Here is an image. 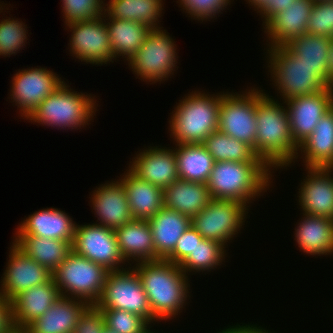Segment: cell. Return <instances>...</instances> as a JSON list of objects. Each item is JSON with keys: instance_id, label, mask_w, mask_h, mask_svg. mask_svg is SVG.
Returning <instances> with one entry per match:
<instances>
[{"instance_id": "2", "label": "cell", "mask_w": 333, "mask_h": 333, "mask_svg": "<svg viewBox=\"0 0 333 333\" xmlns=\"http://www.w3.org/2000/svg\"><path fill=\"white\" fill-rule=\"evenodd\" d=\"M134 266L153 316L158 321H166L180 314L190 290L189 278L180 266L163 259L140 262Z\"/></svg>"}, {"instance_id": "22", "label": "cell", "mask_w": 333, "mask_h": 333, "mask_svg": "<svg viewBox=\"0 0 333 333\" xmlns=\"http://www.w3.org/2000/svg\"><path fill=\"white\" fill-rule=\"evenodd\" d=\"M89 306L82 300L60 296L21 333H74L80 316Z\"/></svg>"}, {"instance_id": "5", "label": "cell", "mask_w": 333, "mask_h": 333, "mask_svg": "<svg viewBox=\"0 0 333 333\" xmlns=\"http://www.w3.org/2000/svg\"><path fill=\"white\" fill-rule=\"evenodd\" d=\"M67 83L56 89L44 99L27 118L36 122L58 129H81L93 120L97 111L96 99L85 93L73 91ZM96 109V110H95Z\"/></svg>"}, {"instance_id": "43", "label": "cell", "mask_w": 333, "mask_h": 333, "mask_svg": "<svg viewBox=\"0 0 333 333\" xmlns=\"http://www.w3.org/2000/svg\"><path fill=\"white\" fill-rule=\"evenodd\" d=\"M104 327L102 311L95 305H90L80 316L74 333H103Z\"/></svg>"}, {"instance_id": "42", "label": "cell", "mask_w": 333, "mask_h": 333, "mask_svg": "<svg viewBox=\"0 0 333 333\" xmlns=\"http://www.w3.org/2000/svg\"><path fill=\"white\" fill-rule=\"evenodd\" d=\"M203 237L198 231L190 226L179 238L174 251L165 259L174 264L180 265L196 247L197 243H200Z\"/></svg>"}, {"instance_id": "19", "label": "cell", "mask_w": 333, "mask_h": 333, "mask_svg": "<svg viewBox=\"0 0 333 333\" xmlns=\"http://www.w3.org/2000/svg\"><path fill=\"white\" fill-rule=\"evenodd\" d=\"M92 192L91 207L100 221L95 224L115 231L133 219L125 189L119 180L102 184Z\"/></svg>"}, {"instance_id": "46", "label": "cell", "mask_w": 333, "mask_h": 333, "mask_svg": "<svg viewBox=\"0 0 333 333\" xmlns=\"http://www.w3.org/2000/svg\"><path fill=\"white\" fill-rule=\"evenodd\" d=\"M237 333H273V332H269L268 330H266L265 328L263 329V327H257V325H241L238 324L237 325ZM275 333V332H274Z\"/></svg>"}, {"instance_id": "45", "label": "cell", "mask_w": 333, "mask_h": 333, "mask_svg": "<svg viewBox=\"0 0 333 333\" xmlns=\"http://www.w3.org/2000/svg\"><path fill=\"white\" fill-rule=\"evenodd\" d=\"M296 0H269L258 12L263 18V25L275 14L288 9Z\"/></svg>"}, {"instance_id": "40", "label": "cell", "mask_w": 333, "mask_h": 333, "mask_svg": "<svg viewBox=\"0 0 333 333\" xmlns=\"http://www.w3.org/2000/svg\"><path fill=\"white\" fill-rule=\"evenodd\" d=\"M307 33L333 38V0L314 2Z\"/></svg>"}, {"instance_id": "28", "label": "cell", "mask_w": 333, "mask_h": 333, "mask_svg": "<svg viewBox=\"0 0 333 333\" xmlns=\"http://www.w3.org/2000/svg\"><path fill=\"white\" fill-rule=\"evenodd\" d=\"M295 227V241L303 253L330 255L333 253V219L303 213Z\"/></svg>"}, {"instance_id": "41", "label": "cell", "mask_w": 333, "mask_h": 333, "mask_svg": "<svg viewBox=\"0 0 333 333\" xmlns=\"http://www.w3.org/2000/svg\"><path fill=\"white\" fill-rule=\"evenodd\" d=\"M179 1V2H178ZM180 7L187 12L189 17L195 20L207 21L222 13L223 9L230 5L231 0H178Z\"/></svg>"}, {"instance_id": "35", "label": "cell", "mask_w": 333, "mask_h": 333, "mask_svg": "<svg viewBox=\"0 0 333 333\" xmlns=\"http://www.w3.org/2000/svg\"><path fill=\"white\" fill-rule=\"evenodd\" d=\"M202 145L215 162H250L256 157L255 152L249 145L220 131L211 133Z\"/></svg>"}, {"instance_id": "18", "label": "cell", "mask_w": 333, "mask_h": 333, "mask_svg": "<svg viewBox=\"0 0 333 333\" xmlns=\"http://www.w3.org/2000/svg\"><path fill=\"white\" fill-rule=\"evenodd\" d=\"M158 147L141 150L128 168L142 180L164 189L179 179L178 168L174 149Z\"/></svg>"}, {"instance_id": "21", "label": "cell", "mask_w": 333, "mask_h": 333, "mask_svg": "<svg viewBox=\"0 0 333 333\" xmlns=\"http://www.w3.org/2000/svg\"><path fill=\"white\" fill-rule=\"evenodd\" d=\"M60 296L53 278L17 295L11 301L12 320L16 331L21 333L31 322L42 316Z\"/></svg>"}, {"instance_id": "17", "label": "cell", "mask_w": 333, "mask_h": 333, "mask_svg": "<svg viewBox=\"0 0 333 333\" xmlns=\"http://www.w3.org/2000/svg\"><path fill=\"white\" fill-rule=\"evenodd\" d=\"M298 202L304 214L333 219V167H306Z\"/></svg>"}, {"instance_id": "16", "label": "cell", "mask_w": 333, "mask_h": 333, "mask_svg": "<svg viewBox=\"0 0 333 333\" xmlns=\"http://www.w3.org/2000/svg\"><path fill=\"white\" fill-rule=\"evenodd\" d=\"M333 86L320 92L284 101L289 115L290 131L299 146L312 134L319 120L331 109Z\"/></svg>"}, {"instance_id": "32", "label": "cell", "mask_w": 333, "mask_h": 333, "mask_svg": "<svg viewBox=\"0 0 333 333\" xmlns=\"http://www.w3.org/2000/svg\"><path fill=\"white\" fill-rule=\"evenodd\" d=\"M179 179L207 184L215 160L202 144H175Z\"/></svg>"}, {"instance_id": "44", "label": "cell", "mask_w": 333, "mask_h": 333, "mask_svg": "<svg viewBox=\"0 0 333 333\" xmlns=\"http://www.w3.org/2000/svg\"><path fill=\"white\" fill-rule=\"evenodd\" d=\"M0 333H18L12 320L11 302L0 294Z\"/></svg>"}, {"instance_id": "48", "label": "cell", "mask_w": 333, "mask_h": 333, "mask_svg": "<svg viewBox=\"0 0 333 333\" xmlns=\"http://www.w3.org/2000/svg\"><path fill=\"white\" fill-rule=\"evenodd\" d=\"M250 6L254 7L255 11H258L269 1V0H246Z\"/></svg>"}, {"instance_id": "38", "label": "cell", "mask_w": 333, "mask_h": 333, "mask_svg": "<svg viewBox=\"0 0 333 333\" xmlns=\"http://www.w3.org/2000/svg\"><path fill=\"white\" fill-rule=\"evenodd\" d=\"M25 26L22 21L9 17L0 21V56L10 57L23 49L28 34V27Z\"/></svg>"}, {"instance_id": "11", "label": "cell", "mask_w": 333, "mask_h": 333, "mask_svg": "<svg viewBox=\"0 0 333 333\" xmlns=\"http://www.w3.org/2000/svg\"><path fill=\"white\" fill-rule=\"evenodd\" d=\"M235 93L221 92L218 131L246 143L254 151L257 132L256 88L246 89L242 94Z\"/></svg>"}, {"instance_id": "29", "label": "cell", "mask_w": 333, "mask_h": 333, "mask_svg": "<svg viewBox=\"0 0 333 333\" xmlns=\"http://www.w3.org/2000/svg\"><path fill=\"white\" fill-rule=\"evenodd\" d=\"M164 207L192 218L212 200L207 184L177 179L163 189Z\"/></svg>"}, {"instance_id": "37", "label": "cell", "mask_w": 333, "mask_h": 333, "mask_svg": "<svg viewBox=\"0 0 333 333\" xmlns=\"http://www.w3.org/2000/svg\"><path fill=\"white\" fill-rule=\"evenodd\" d=\"M105 327L117 333H149V323L139 315L120 309H100Z\"/></svg>"}, {"instance_id": "52", "label": "cell", "mask_w": 333, "mask_h": 333, "mask_svg": "<svg viewBox=\"0 0 333 333\" xmlns=\"http://www.w3.org/2000/svg\"><path fill=\"white\" fill-rule=\"evenodd\" d=\"M3 4H4V3L0 4V7H4V8H5V5H7V4H4V6H3Z\"/></svg>"}, {"instance_id": "30", "label": "cell", "mask_w": 333, "mask_h": 333, "mask_svg": "<svg viewBox=\"0 0 333 333\" xmlns=\"http://www.w3.org/2000/svg\"><path fill=\"white\" fill-rule=\"evenodd\" d=\"M102 17L105 18L104 20L110 36L114 59L116 60L118 56H122L123 59L126 58L124 60L129 63L145 42V39L152 28L146 24L131 20L108 17L106 19L105 14Z\"/></svg>"}, {"instance_id": "49", "label": "cell", "mask_w": 333, "mask_h": 333, "mask_svg": "<svg viewBox=\"0 0 333 333\" xmlns=\"http://www.w3.org/2000/svg\"><path fill=\"white\" fill-rule=\"evenodd\" d=\"M218 333H237V325L231 327L229 326V328L227 327L226 329H223Z\"/></svg>"}, {"instance_id": "31", "label": "cell", "mask_w": 333, "mask_h": 333, "mask_svg": "<svg viewBox=\"0 0 333 333\" xmlns=\"http://www.w3.org/2000/svg\"><path fill=\"white\" fill-rule=\"evenodd\" d=\"M13 242L34 261L52 273L72 251L70 241L48 239L36 235H14Z\"/></svg>"}, {"instance_id": "6", "label": "cell", "mask_w": 333, "mask_h": 333, "mask_svg": "<svg viewBox=\"0 0 333 333\" xmlns=\"http://www.w3.org/2000/svg\"><path fill=\"white\" fill-rule=\"evenodd\" d=\"M271 79L283 102L291 98L314 94L329 85L316 73L314 68L294 55L285 45L266 48ZM270 64V65H269Z\"/></svg>"}, {"instance_id": "51", "label": "cell", "mask_w": 333, "mask_h": 333, "mask_svg": "<svg viewBox=\"0 0 333 333\" xmlns=\"http://www.w3.org/2000/svg\"><path fill=\"white\" fill-rule=\"evenodd\" d=\"M314 2L316 1H331V0H313Z\"/></svg>"}, {"instance_id": "23", "label": "cell", "mask_w": 333, "mask_h": 333, "mask_svg": "<svg viewBox=\"0 0 333 333\" xmlns=\"http://www.w3.org/2000/svg\"><path fill=\"white\" fill-rule=\"evenodd\" d=\"M75 227L76 223L64 211L56 208H45L24 219L17 227L15 235H36L72 243Z\"/></svg>"}, {"instance_id": "20", "label": "cell", "mask_w": 333, "mask_h": 333, "mask_svg": "<svg viewBox=\"0 0 333 333\" xmlns=\"http://www.w3.org/2000/svg\"><path fill=\"white\" fill-rule=\"evenodd\" d=\"M313 0H296L288 9L273 15L265 24L264 33L269 47L286 45L290 40L307 33Z\"/></svg>"}, {"instance_id": "24", "label": "cell", "mask_w": 333, "mask_h": 333, "mask_svg": "<svg viewBox=\"0 0 333 333\" xmlns=\"http://www.w3.org/2000/svg\"><path fill=\"white\" fill-rule=\"evenodd\" d=\"M126 171L119 181L125 189L132 218L149 220L164 207L163 188L142 180L129 168Z\"/></svg>"}, {"instance_id": "47", "label": "cell", "mask_w": 333, "mask_h": 333, "mask_svg": "<svg viewBox=\"0 0 333 333\" xmlns=\"http://www.w3.org/2000/svg\"><path fill=\"white\" fill-rule=\"evenodd\" d=\"M327 64H328V74H329V86H333V40L329 50Z\"/></svg>"}, {"instance_id": "1", "label": "cell", "mask_w": 333, "mask_h": 333, "mask_svg": "<svg viewBox=\"0 0 333 333\" xmlns=\"http://www.w3.org/2000/svg\"><path fill=\"white\" fill-rule=\"evenodd\" d=\"M256 88V144L254 152L270 169L289 167L297 157L286 105ZM281 104V105H280ZM285 107V108H284Z\"/></svg>"}, {"instance_id": "10", "label": "cell", "mask_w": 333, "mask_h": 333, "mask_svg": "<svg viewBox=\"0 0 333 333\" xmlns=\"http://www.w3.org/2000/svg\"><path fill=\"white\" fill-rule=\"evenodd\" d=\"M247 210L248 207L242 202L212 199L201 212L191 218V226L204 239L218 241L226 247L245 225Z\"/></svg>"}, {"instance_id": "9", "label": "cell", "mask_w": 333, "mask_h": 333, "mask_svg": "<svg viewBox=\"0 0 333 333\" xmlns=\"http://www.w3.org/2000/svg\"><path fill=\"white\" fill-rule=\"evenodd\" d=\"M175 41L162 28H152L145 42L129 61L128 65L140 80L152 84L165 81L177 68Z\"/></svg>"}, {"instance_id": "8", "label": "cell", "mask_w": 333, "mask_h": 333, "mask_svg": "<svg viewBox=\"0 0 333 333\" xmlns=\"http://www.w3.org/2000/svg\"><path fill=\"white\" fill-rule=\"evenodd\" d=\"M98 309H120L144 318L149 324L158 321L152 314L141 279L134 268L109 271Z\"/></svg>"}, {"instance_id": "15", "label": "cell", "mask_w": 333, "mask_h": 333, "mask_svg": "<svg viewBox=\"0 0 333 333\" xmlns=\"http://www.w3.org/2000/svg\"><path fill=\"white\" fill-rule=\"evenodd\" d=\"M6 266L0 281V294L10 302L27 289L47 283L53 278L49 269L34 261L14 242L10 247Z\"/></svg>"}, {"instance_id": "39", "label": "cell", "mask_w": 333, "mask_h": 333, "mask_svg": "<svg viewBox=\"0 0 333 333\" xmlns=\"http://www.w3.org/2000/svg\"><path fill=\"white\" fill-rule=\"evenodd\" d=\"M65 25L72 22L90 21L104 15L103 0H61Z\"/></svg>"}, {"instance_id": "12", "label": "cell", "mask_w": 333, "mask_h": 333, "mask_svg": "<svg viewBox=\"0 0 333 333\" xmlns=\"http://www.w3.org/2000/svg\"><path fill=\"white\" fill-rule=\"evenodd\" d=\"M72 250L108 271H118L125 269L123 265L127 266L120 253L115 231L95 222L76 224Z\"/></svg>"}, {"instance_id": "34", "label": "cell", "mask_w": 333, "mask_h": 333, "mask_svg": "<svg viewBox=\"0 0 333 333\" xmlns=\"http://www.w3.org/2000/svg\"><path fill=\"white\" fill-rule=\"evenodd\" d=\"M333 38L316 36L309 33L290 40L285 46L303 62L314 68V73L319 75L329 85L327 59Z\"/></svg>"}, {"instance_id": "50", "label": "cell", "mask_w": 333, "mask_h": 333, "mask_svg": "<svg viewBox=\"0 0 333 333\" xmlns=\"http://www.w3.org/2000/svg\"><path fill=\"white\" fill-rule=\"evenodd\" d=\"M103 333H117L111 329H108L107 327H104Z\"/></svg>"}, {"instance_id": "13", "label": "cell", "mask_w": 333, "mask_h": 333, "mask_svg": "<svg viewBox=\"0 0 333 333\" xmlns=\"http://www.w3.org/2000/svg\"><path fill=\"white\" fill-rule=\"evenodd\" d=\"M47 68H28L20 70L12 77L11 100L23 119L34 112L37 106L58 89L65 81Z\"/></svg>"}, {"instance_id": "3", "label": "cell", "mask_w": 333, "mask_h": 333, "mask_svg": "<svg viewBox=\"0 0 333 333\" xmlns=\"http://www.w3.org/2000/svg\"><path fill=\"white\" fill-rule=\"evenodd\" d=\"M272 170L259 157L250 162H215L207 188L212 199L234 200L247 207L271 186ZM261 194V195H260Z\"/></svg>"}, {"instance_id": "7", "label": "cell", "mask_w": 333, "mask_h": 333, "mask_svg": "<svg viewBox=\"0 0 333 333\" xmlns=\"http://www.w3.org/2000/svg\"><path fill=\"white\" fill-rule=\"evenodd\" d=\"M108 272L72 250L52 276L61 296L95 305L102 295Z\"/></svg>"}, {"instance_id": "36", "label": "cell", "mask_w": 333, "mask_h": 333, "mask_svg": "<svg viewBox=\"0 0 333 333\" xmlns=\"http://www.w3.org/2000/svg\"><path fill=\"white\" fill-rule=\"evenodd\" d=\"M225 246L218 241L204 239L197 243L196 247L179 266L182 271L187 275L188 272L202 273L204 271H211L220 266L225 259Z\"/></svg>"}, {"instance_id": "25", "label": "cell", "mask_w": 333, "mask_h": 333, "mask_svg": "<svg viewBox=\"0 0 333 333\" xmlns=\"http://www.w3.org/2000/svg\"><path fill=\"white\" fill-rule=\"evenodd\" d=\"M120 253L125 262L156 261L153 236L148 220L132 219L115 230Z\"/></svg>"}, {"instance_id": "14", "label": "cell", "mask_w": 333, "mask_h": 333, "mask_svg": "<svg viewBox=\"0 0 333 333\" xmlns=\"http://www.w3.org/2000/svg\"><path fill=\"white\" fill-rule=\"evenodd\" d=\"M103 17L66 25L72 34L70 53L87 64L103 65L114 61L110 36ZM113 59V60H112Z\"/></svg>"}, {"instance_id": "4", "label": "cell", "mask_w": 333, "mask_h": 333, "mask_svg": "<svg viewBox=\"0 0 333 333\" xmlns=\"http://www.w3.org/2000/svg\"><path fill=\"white\" fill-rule=\"evenodd\" d=\"M221 94L192 91L172 111L170 137L176 144H202L213 132L218 131Z\"/></svg>"}, {"instance_id": "27", "label": "cell", "mask_w": 333, "mask_h": 333, "mask_svg": "<svg viewBox=\"0 0 333 333\" xmlns=\"http://www.w3.org/2000/svg\"><path fill=\"white\" fill-rule=\"evenodd\" d=\"M306 167H333V110L330 109L317 123L311 135L298 146Z\"/></svg>"}, {"instance_id": "33", "label": "cell", "mask_w": 333, "mask_h": 333, "mask_svg": "<svg viewBox=\"0 0 333 333\" xmlns=\"http://www.w3.org/2000/svg\"><path fill=\"white\" fill-rule=\"evenodd\" d=\"M162 3L163 0H109L108 4L104 5V14L108 18L131 20L151 28H163L158 25V18H161L164 9Z\"/></svg>"}, {"instance_id": "26", "label": "cell", "mask_w": 333, "mask_h": 333, "mask_svg": "<svg viewBox=\"0 0 333 333\" xmlns=\"http://www.w3.org/2000/svg\"><path fill=\"white\" fill-rule=\"evenodd\" d=\"M153 236L156 260H165L173 251L182 234L191 226V218L163 207L148 220Z\"/></svg>"}]
</instances>
